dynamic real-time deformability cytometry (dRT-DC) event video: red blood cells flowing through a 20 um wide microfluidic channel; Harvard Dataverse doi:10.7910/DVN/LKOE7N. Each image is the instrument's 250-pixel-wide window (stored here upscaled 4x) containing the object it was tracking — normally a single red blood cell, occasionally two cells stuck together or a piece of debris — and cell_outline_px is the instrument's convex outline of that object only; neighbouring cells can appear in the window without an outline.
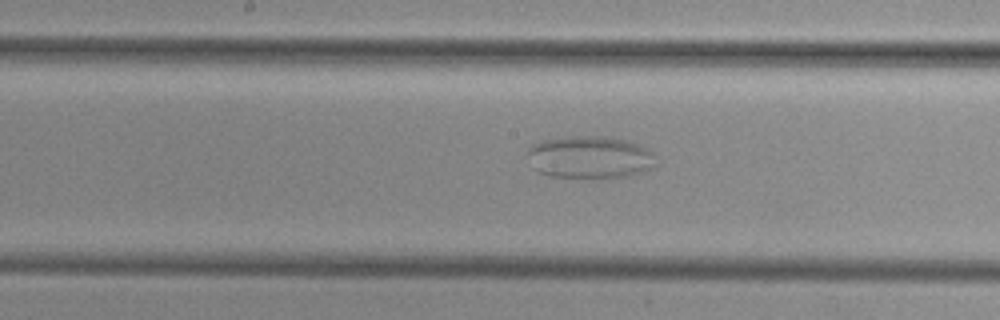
{"species": "common noctule bat (a hibernating species)", "species_latin": "Nyctalus noctula", "temperature_condition": "cold", "stored_images_in_passage": 43, "camera_frame_rate_fps": 3000, "um_per_image_px": 0.085, "animal": {"sex": "female", "body_mass_g": 29.2, "forearm_length_mm": 56.3}, "frame": {"image": 1, "passage_image": 20, "time_ms": 6.333, "image_size_px": [1000, 320], "cell_outline_px": [[660, 164], [652, 168], [628, 176], [612, 180], [592, 180], [552, 176], [536, 172], [532, 168], [528, 152], [528, 148], [532, 144], [540, 140], [572, 136], [608, 136], [628, 140], [648, 148], [660, 156]], "centroid_in_image_um": [50.23, 13.4], "position_along_channel_um": 198.0, "area_um2": 33.47}}
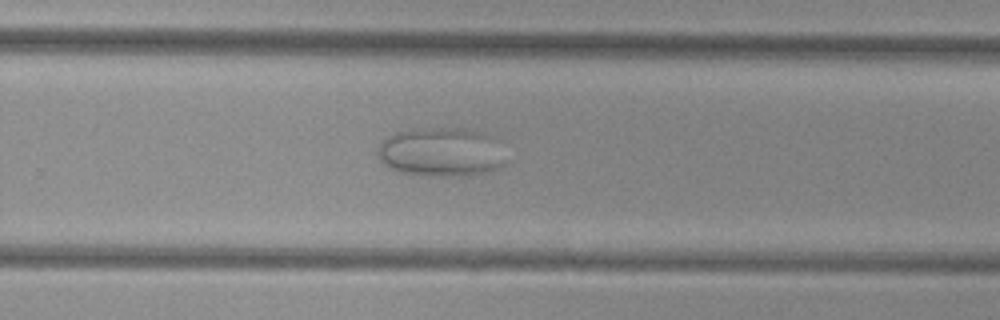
{"frame": {"image": 2, "passage_image": 27, "time_ms": 8.667, "image_size_px": [1000, 320], "cell_outline_px": [[504, 164], [500, 168], [484, 172], [452, 176], [432, 176], [400, 172], [388, 168], [380, 160], [376, 152], [376, 148], [384, 136], [396, 132], [412, 128], [460, 128], [480, 132], [492, 136]], "centroid_in_image_um": [37.35, 12.91], "position_along_channel_um": 292.4, "area_um2": 36.41}}